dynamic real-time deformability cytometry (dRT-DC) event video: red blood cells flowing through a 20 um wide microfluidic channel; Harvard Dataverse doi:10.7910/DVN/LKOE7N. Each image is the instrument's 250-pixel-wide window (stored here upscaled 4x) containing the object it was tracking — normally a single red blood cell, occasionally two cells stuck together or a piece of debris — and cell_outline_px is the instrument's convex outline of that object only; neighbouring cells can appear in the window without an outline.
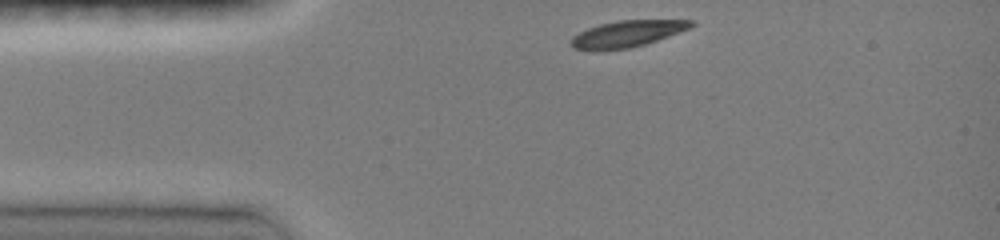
{"species": "common noctule bat (a hibernating species)", "species_latin": "Nyctalus noctula", "temperature_condition": "room temperature", "stored_images_in_passage": 33, "camera_frame_rate_fps": 3000, "um_per_image_px": 0.085, "animal": {"sex": "female", "body_mass_g": 19.0, "forearm_length_mm": 51.5}, "frame": {"image": 1, "passage_image": 1, "time_ms": 0.0, "image_size_px": [1000, 240], "cell_outline_px": [[696, 24], [688, 28], [668, 36], [644, 44], [628, 48], [600, 52], [596, 52], [576, 48], [568, 44], [572, 36], [588, 28], [600, 24], [616, 20], [692, 20]], "centroid_in_image_um": [53.22, 2.89], "position_along_channel_um": 31.8, "area_um2": 18.61}}
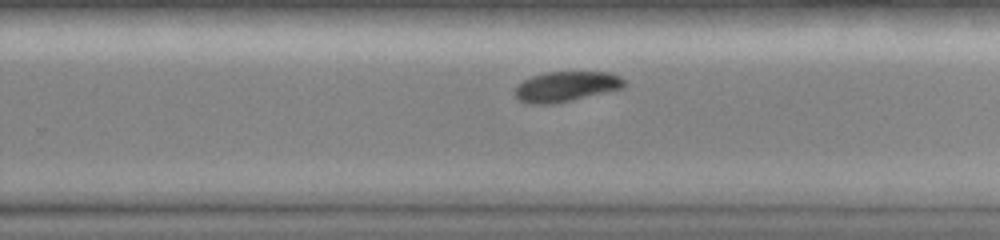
{"frame": {"image": 2, "passage_image": 22, "time_ms": 7.0, "image_size_px": [1000, 240], "cell_outline_px": [[624, 88], [572, 100], [552, 104], [532, 104], [516, 100], [516, 88], [524, 80], [532, 76], [544, 72], [612, 72], [620, 76], [624, 80]], "centroid_in_image_um": [48.14, 7.35], "position_along_channel_um": 281.7, "area_um2": 19.19}}
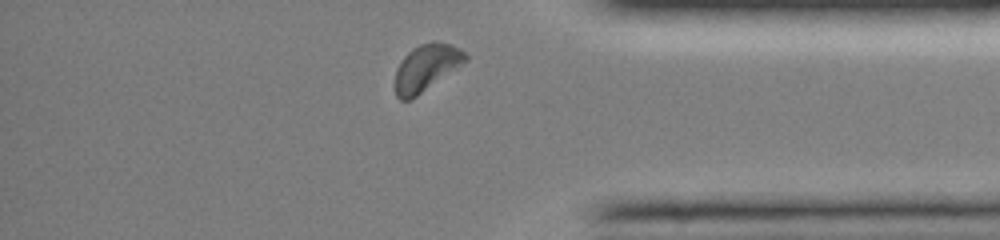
{"frame": {"image": 3, "passage_image": 31, "time_ms": 10.0, "image_size_px": [1000, 240], "cell_outline_px": [[468, 60], [416, 96], [408, 100], [400, 100], [396, 96], [392, 84], [396, 68], [404, 56], [412, 48], [420, 44], [432, 40], [452, 44], [460, 48], [468, 56]], "centroid_in_image_um": [36.19, 5.74], "position_along_channel_um": 399.0, "area_um2": 19.36}, "authors_computed_cell_mechanics": {"area_um2": 19.8254, "velocity_mm_per_s": 4.0793, "shape_relaxation_time_tau1_ms": 2.3446, "shape_relaxation_time_tau2_ms": null, "deformation_change_tau1": 0.1173, "deformation_change_tau2": null}}